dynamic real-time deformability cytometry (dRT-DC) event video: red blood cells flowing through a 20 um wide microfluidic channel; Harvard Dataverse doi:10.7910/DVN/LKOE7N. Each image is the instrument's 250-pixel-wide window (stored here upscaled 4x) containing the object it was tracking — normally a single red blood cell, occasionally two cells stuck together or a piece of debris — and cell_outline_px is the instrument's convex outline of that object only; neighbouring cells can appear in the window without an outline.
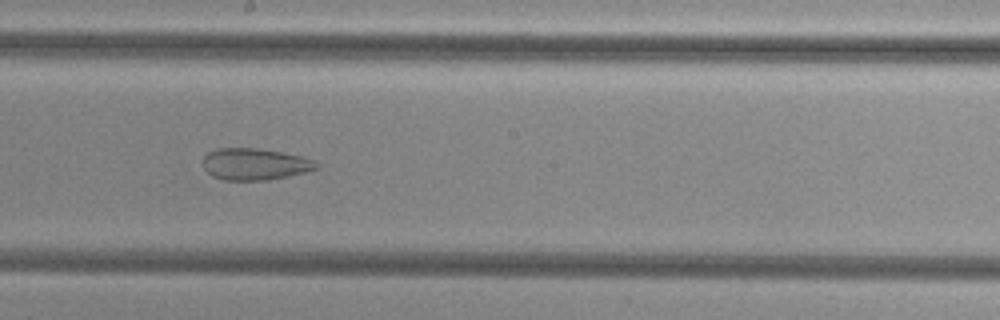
{"species": "common noctule bat (a hibernating species)", "species_latin": "Nyctalus noctula", "temperature_condition": "cold", "stored_images_in_passage": 39, "segment_of_instrument_passage": [2, 2], "camera_frame_rate_fps": 3000, "um_per_image_px": 0.085, "animal": {"sex": "female", "body_mass_g": 29.2, "forearm_length_mm": 56.3}, "frame": {"image": 1, "passage_image": 30, "time_ms": 9.667, "image_size_px": [1000, 320], "cell_outline_px": [[320, 168], [288, 176], [268, 180], [224, 180], [212, 176], [200, 164], [204, 156], [208, 152], [216, 148], [256, 148], [280, 152], [300, 156], [316, 160], [320, 164]], "centroid_in_image_um": [21.65, 13.95], "position_along_channel_um": 226.6, "area_um2": 21.15}}
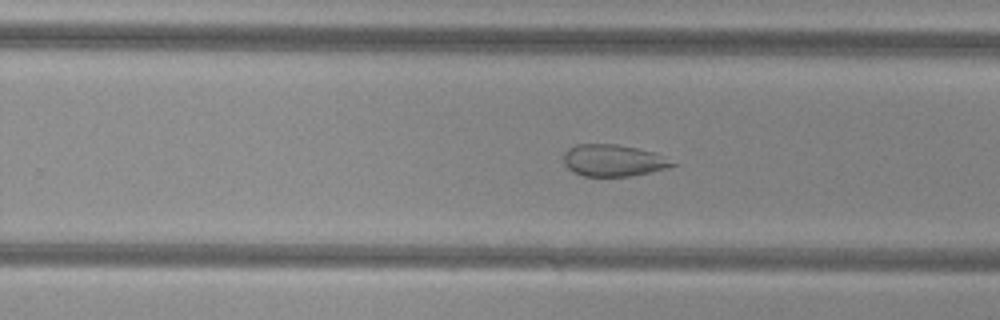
{"frame": {"image": 2, "passage_image": 34, "time_ms": 11.0, "image_size_px": [1000, 320], "cell_outline_px": [[680, 164], [652, 172], [632, 176], [584, 176], [568, 168], [564, 164], [564, 152], [568, 148], [576, 144], [616, 144], [636, 148], [652, 152]], "centroid_in_image_um": [52.13, 13.64], "position_along_channel_um": 277.7, "area_um2": 20.06}}
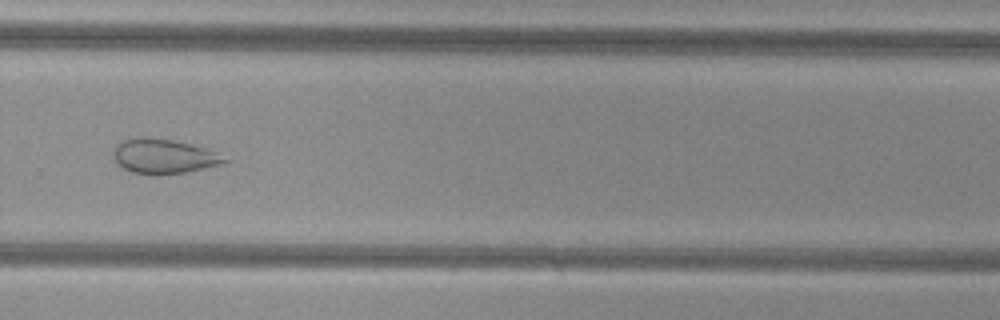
{"frame": {"image": 3, "passage_image": 37, "time_ms": 12.0, "image_size_px": [1000, 320], "cell_outline_px": [[228, 160], [220, 164], [204, 168], [184, 172], [156, 176], [152, 176], [132, 172], [124, 168], [112, 156], [116, 144], [120, 140], [140, 136], [144, 136], [172, 140], [192, 144], [208, 148]], "centroid_in_image_um": [13.86, 13.28], "position_along_channel_um": 315.9, "area_um2": 22.54}}